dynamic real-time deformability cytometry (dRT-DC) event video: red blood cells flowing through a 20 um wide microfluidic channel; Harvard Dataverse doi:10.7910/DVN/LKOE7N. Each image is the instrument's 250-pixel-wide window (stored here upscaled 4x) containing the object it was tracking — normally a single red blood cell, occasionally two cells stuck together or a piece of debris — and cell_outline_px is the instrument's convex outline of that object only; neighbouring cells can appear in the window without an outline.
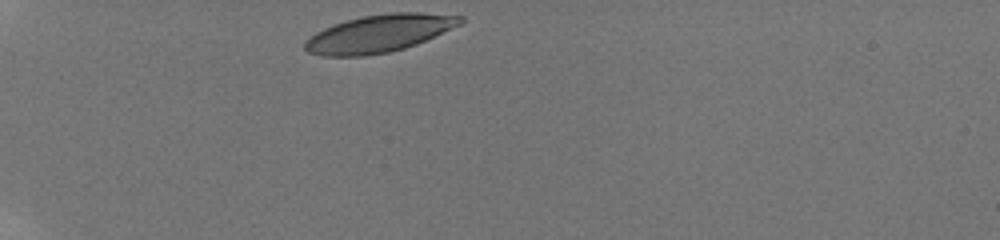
{"species": "human", "species_latin": "Homo sapiens", "temperature_condition": "room temperature", "stored_images_in_passage": 6, "camera_frame_rate_fps": 3000, "um_per_image_px": 0.085, "donor": {"sex": "male"}, "frame": {"image": 1, "passage_image": 1, "time_ms": 0.0, "image_size_px": [1000, 240], "cell_outline_px": [[464, 20], [460, 24], [416, 44], [404, 48], [388, 52], [364, 56], [324, 56], [308, 52], [304, 48], [304, 40], [316, 32], [324, 28], [348, 20], [364, 16], [388, 12], [420, 12], [464, 16]], "centroid_in_image_um": [32.21, 2.84], "position_along_channel_um": 52.8, "area_um2": 33.7}}
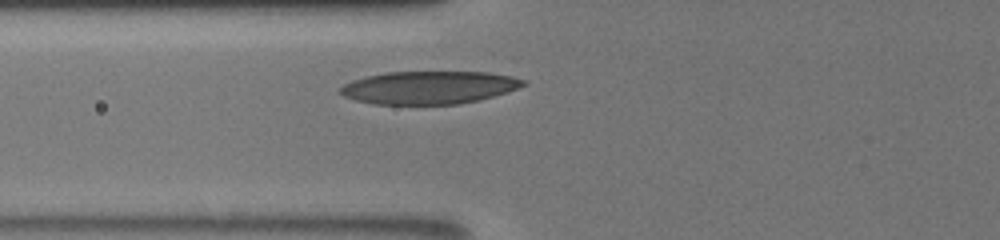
{"frame": {"image": 2, "passage_image": 6, "time_ms": 2.0, "image_size_px": [1000, 240], "cell_outline_px": [[528, 84], [508, 92], [480, 100], [460, 104], [372, 104], [356, 100], [344, 96], [340, 92], [340, 88], [344, 84], [352, 80], [384, 72], [488, 72], [512, 76], [524, 80]], "centroid_in_image_um": [36.5, 7.44], "position_along_channel_um": 89.3, "area_um2": 35.14}}